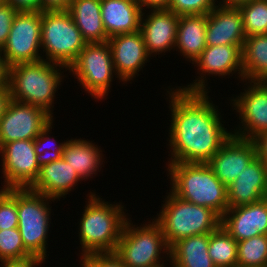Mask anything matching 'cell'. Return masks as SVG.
Returning <instances> with one entry per match:
<instances>
[{
	"instance_id": "29",
	"label": "cell",
	"mask_w": 267,
	"mask_h": 267,
	"mask_svg": "<svg viewBox=\"0 0 267 267\" xmlns=\"http://www.w3.org/2000/svg\"><path fill=\"white\" fill-rule=\"evenodd\" d=\"M221 225L237 242L251 238V204L228 208L221 217Z\"/></svg>"
},
{
	"instance_id": "17",
	"label": "cell",
	"mask_w": 267,
	"mask_h": 267,
	"mask_svg": "<svg viewBox=\"0 0 267 267\" xmlns=\"http://www.w3.org/2000/svg\"><path fill=\"white\" fill-rule=\"evenodd\" d=\"M219 6L216 5L207 14V46L243 45L246 36L243 27V18L239 8Z\"/></svg>"
},
{
	"instance_id": "45",
	"label": "cell",
	"mask_w": 267,
	"mask_h": 267,
	"mask_svg": "<svg viewBox=\"0 0 267 267\" xmlns=\"http://www.w3.org/2000/svg\"><path fill=\"white\" fill-rule=\"evenodd\" d=\"M224 3L220 4L223 6H228V7H239L243 4H246L247 2H250L252 0H222Z\"/></svg>"
},
{
	"instance_id": "42",
	"label": "cell",
	"mask_w": 267,
	"mask_h": 267,
	"mask_svg": "<svg viewBox=\"0 0 267 267\" xmlns=\"http://www.w3.org/2000/svg\"><path fill=\"white\" fill-rule=\"evenodd\" d=\"M11 100L9 86L0 87V119L4 114L6 106Z\"/></svg>"
},
{
	"instance_id": "13",
	"label": "cell",
	"mask_w": 267,
	"mask_h": 267,
	"mask_svg": "<svg viewBox=\"0 0 267 267\" xmlns=\"http://www.w3.org/2000/svg\"><path fill=\"white\" fill-rule=\"evenodd\" d=\"M249 83L251 86L245 90V93L232 99L235 110L240 113L239 119L241 118L244 128L241 131L240 127L233 135L254 140L267 131V82L250 81Z\"/></svg>"
},
{
	"instance_id": "31",
	"label": "cell",
	"mask_w": 267,
	"mask_h": 267,
	"mask_svg": "<svg viewBox=\"0 0 267 267\" xmlns=\"http://www.w3.org/2000/svg\"><path fill=\"white\" fill-rule=\"evenodd\" d=\"M32 256L25 248L18 228L0 230V261L19 260Z\"/></svg>"
},
{
	"instance_id": "25",
	"label": "cell",
	"mask_w": 267,
	"mask_h": 267,
	"mask_svg": "<svg viewBox=\"0 0 267 267\" xmlns=\"http://www.w3.org/2000/svg\"><path fill=\"white\" fill-rule=\"evenodd\" d=\"M98 147L86 140L71 139L66 141L62 158L75 169L81 179L95 174L101 166L102 155Z\"/></svg>"
},
{
	"instance_id": "1",
	"label": "cell",
	"mask_w": 267,
	"mask_h": 267,
	"mask_svg": "<svg viewBox=\"0 0 267 267\" xmlns=\"http://www.w3.org/2000/svg\"><path fill=\"white\" fill-rule=\"evenodd\" d=\"M205 78L170 94L172 114L169 163H208L233 134L221 123V115L210 103ZM220 116V117H219Z\"/></svg>"
},
{
	"instance_id": "33",
	"label": "cell",
	"mask_w": 267,
	"mask_h": 267,
	"mask_svg": "<svg viewBox=\"0 0 267 267\" xmlns=\"http://www.w3.org/2000/svg\"><path fill=\"white\" fill-rule=\"evenodd\" d=\"M52 123L53 122H51L48 126H46L39 133V135L34 139V151L37 154V160H38L40 167L45 164L51 163L53 161L60 160L62 158L63 149L66 144V142L60 143L59 145H56V147H54V150H52L53 152L47 151L49 153H46L43 145H46L47 142H50L51 140V138H49L48 137L49 135L47 134L50 132V129H52V126H51L53 125ZM42 146L44 149L42 148Z\"/></svg>"
},
{
	"instance_id": "8",
	"label": "cell",
	"mask_w": 267,
	"mask_h": 267,
	"mask_svg": "<svg viewBox=\"0 0 267 267\" xmlns=\"http://www.w3.org/2000/svg\"><path fill=\"white\" fill-rule=\"evenodd\" d=\"M47 199L55 200L29 188H17L18 230L23 244L32 255L44 260L51 213Z\"/></svg>"
},
{
	"instance_id": "23",
	"label": "cell",
	"mask_w": 267,
	"mask_h": 267,
	"mask_svg": "<svg viewBox=\"0 0 267 267\" xmlns=\"http://www.w3.org/2000/svg\"><path fill=\"white\" fill-rule=\"evenodd\" d=\"M207 14L180 15L175 48L194 61L206 48Z\"/></svg>"
},
{
	"instance_id": "20",
	"label": "cell",
	"mask_w": 267,
	"mask_h": 267,
	"mask_svg": "<svg viewBox=\"0 0 267 267\" xmlns=\"http://www.w3.org/2000/svg\"><path fill=\"white\" fill-rule=\"evenodd\" d=\"M82 180L75 169L63 158L40 167L35 182L29 187L31 191L59 199L68 194L78 181Z\"/></svg>"
},
{
	"instance_id": "19",
	"label": "cell",
	"mask_w": 267,
	"mask_h": 267,
	"mask_svg": "<svg viewBox=\"0 0 267 267\" xmlns=\"http://www.w3.org/2000/svg\"><path fill=\"white\" fill-rule=\"evenodd\" d=\"M140 5L132 0H101V16L108 39L140 30Z\"/></svg>"
},
{
	"instance_id": "27",
	"label": "cell",
	"mask_w": 267,
	"mask_h": 267,
	"mask_svg": "<svg viewBox=\"0 0 267 267\" xmlns=\"http://www.w3.org/2000/svg\"><path fill=\"white\" fill-rule=\"evenodd\" d=\"M208 254L215 267L237 265V241L220 225L209 233Z\"/></svg>"
},
{
	"instance_id": "10",
	"label": "cell",
	"mask_w": 267,
	"mask_h": 267,
	"mask_svg": "<svg viewBox=\"0 0 267 267\" xmlns=\"http://www.w3.org/2000/svg\"><path fill=\"white\" fill-rule=\"evenodd\" d=\"M40 47L41 11H18L1 49L7 66L42 60Z\"/></svg>"
},
{
	"instance_id": "11",
	"label": "cell",
	"mask_w": 267,
	"mask_h": 267,
	"mask_svg": "<svg viewBox=\"0 0 267 267\" xmlns=\"http://www.w3.org/2000/svg\"><path fill=\"white\" fill-rule=\"evenodd\" d=\"M52 117L40 107L10 100L0 119V147L16 140H34Z\"/></svg>"
},
{
	"instance_id": "46",
	"label": "cell",
	"mask_w": 267,
	"mask_h": 267,
	"mask_svg": "<svg viewBox=\"0 0 267 267\" xmlns=\"http://www.w3.org/2000/svg\"><path fill=\"white\" fill-rule=\"evenodd\" d=\"M263 159L264 163H265V167H266V174H267V156H259Z\"/></svg>"
},
{
	"instance_id": "36",
	"label": "cell",
	"mask_w": 267,
	"mask_h": 267,
	"mask_svg": "<svg viewBox=\"0 0 267 267\" xmlns=\"http://www.w3.org/2000/svg\"><path fill=\"white\" fill-rule=\"evenodd\" d=\"M86 267H126L115 253H93L83 256L81 261Z\"/></svg>"
},
{
	"instance_id": "37",
	"label": "cell",
	"mask_w": 267,
	"mask_h": 267,
	"mask_svg": "<svg viewBox=\"0 0 267 267\" xmlns=\"http://www.w3.org/2000/svg\"><path fill=\"white\" fill-rule=\"evenodd\" d=\"M18 10L4 1L0 4V50L9 36L14 17Z\"/></svg>"
},
{
	"instance_id": "21",
	"label": "cell",
	"mask_w": 267,
	"mask_h": 267,
	"mask_svg": "<svg viewBox=\"0 0 267 267\" xmlns=\"http://www.w3.org/2000/svg\"><path fill=\"white\" fill-rule=\"evenodd\" d=\"M242 47L243 45L206 46L194 63L198 65L202 75L208 73L225 76L232 71H239V77L243 78Z\"/></svg>"
},
{
	"instance_id": "9",
	"label": "cell",
	"mask_w": 267,
	"mask_h": 267,
	"mask_svg": "<svg viewBox=\"0 0 267 267\" xmlns=\"http://www.w3.org/2000/svg\"><path fill=\"white\" fill-rule=\"evenodd\" d=\"M68 70L91 96L103 99L115 72L109 43H87Z\"/></svg>"
},
{
	"instance_id": "32",
	"label": "cell",
	"mask_w": 267,
	"mask_h": 267,
	"mask_svg": "<svg viewBox=\"0 0 267 267\" xmlns=\"http://www.w3.org/2000/svg\"><path fill=\"white\" fill-rule=\"evenodd\" d=\"M18 228L17 188L0 190V230Z\"/></svg>"
},
{
	"instance_id": "43",
	"label": "cell",
	"mask_w": 267,
	"mask_h": 267,
	"mask_svg": "<svg viewBox=\"0 0 267 267\" xmlns=\"http://www.w3.org/2000/svg\"><path fill=\"white\" fill-rule=\"evenodd\" d=\"M2 56V57H1ZM9 67L0 50V87L8 86Z\"/></svg>"
},
{
	"instance_id": "44",
	"label": "cell",
	"mask_w": 267,
	"mask_h": 267,
	"mask_svg": "<svg viewBox=\"0 0 267 267\" xmlns=\"http://www.w3.org/2000/svg\"><path fill=\"white\" fill-rule=\"evenodd\" d=\"M258 156H267V131L254 139Z\"/></svg>"
},
{
	"instance_id": "22",
	"label": "cell",
	"mask_w": 267,
	"mask_h": 267,
	"mask_svg": "<svg viewBox=\"0 0 267 267\" xmlns=\"http://www.w3.org/2000/svg\"><path fill=\"white\" fill-rule=\"evenodd\" d=\"M67 11L87 43L108 41L101 16V0H72Z\"/></svg>"
},
{
	"instance_id": "2",
	"label": "cell",
	"mask_w": 267,
	"mask_h": 267,
	"mask_svg": "<svg viewBox=\"0 0 267 267\" xmlns=\"http://www.w3.org/2000/svg\"><path fill=\"white\" fill-rule=\"evenodd\" d=\"M172 193L182 200L212 209L220 217L229 208L227 187L208 163H169Z\"/></svg>"
},
{
	"instance_id": "24",
	"label": "cell",
	"mask_w": 267,
	"mask_h": 267,
	"mask_svg": "<svg viewBox=\"0 0 267 267\" xmlns=\"http://www.w3.org/2000/svg\"><path fill=\"white\" fill-rule=\"evenodd\" d=\"M208 245L209 233L193 235L174 243L168 256L174 267H215Z\"/></svg>"
},
{
	"instance_id": "12",
	"label": "cell",
	"mask_w": 267,
	"mask_h": 267,
	"mask_svg": "<svg viewBox=\"0 0 267 267\" xmlns=\"http://www.w3.org/2000/svg\"><path fill=\"white\" fill-rule=\"evenodd\" d=\"M4 189L29 188L37 179L40 165L34 151V140H16L0 147Z\"/></svg>"
},
{
	"instance_id": "34",
	"label": "cell",
	"mask_w": 267,
	"mask_h": 267,
	"mask_svg": "<svg viewBox=\"0 0 267 267\" xmlns=\"http://www.w3.org/2000/svg\"><path fill=\"white\" fill-rule=\"evenodd\" d=\"M215 0H170L168 10L177 15L208 14L216 6Z\"/></svg>"
},
{
	"instance_id": "6",
	"label": "cell",
	"mask_w": 267,
	"mask_h": 267,
	"mask_svg": "<svg viewBox=\"0 0 267 267\" xmlns=\"http://www.w3.org/2000/svg\"><path fill=\"white\" fill-rule=\"evenodd\" d=\"M87 42L67 10L41 11V46L45 61L69 68Z\"/></svg>"
},
{
	"instance_id": "39",
	"label": "cell",
	"mask_w": 267,
	"mask_h": 267,
	"mask_svg": "<svg viewBox=\"0 0 267 267\" xmlns=\"http://www.w3.org/2000/svg\"><path fill=\"white\" fill-rule=\"evenodd\" d=\"M43 258L32 255L30 257L19 260H6L1 262L3 267H36L42 264Z\"/></svg>"
},
{
	"instance_id": "16",
	"label": "cell",
	"mask_w": 267,
	"mask_h": 267,
	"mask_svg": "<svg viewBox=\"0 0 267 267\" xmlns=\"http://www.w3.org/2000/svg\"><path fill=\"white\" fill-rule=\"evenodd\" d=\"M229 208L259 202L267 196V174L263 159L258 155L227 187Z\"/></svg>"
},
{
	"instance_id": "18",
	"label": "cell",
	"mask_w": 267,
	"mask_h": 267,
	"mask_svg": "<svg viewBox=\"0 0 267 267\" xmlns=\"http://www.w3.org/2000/svg\"><path fill=\"white\" fill-rule=\"evenodd\" d=\"M178 22L179 15L168 9L153 10L144 21L141 16L140 32L150 56L175 47Z\"/></svg>"
},
{
	"instance_id": "26",
	"label": "cell",
	"mask_w": 267,
	"mask_h": 267,
	"mask_svg": "<svg viewBox=\"0 0 267 267\" xmlns=\"http://www.w3.org/2000/svg\"><path fill=\"white\" fill-rule=\"evenodd\" d=\"M243 80L267 81V34L245 38L242 47Z\"/></svg>"
},
{
	"instance_id": "30",
	"label": "cell",
	"mask_w": 267,
	"mask_h": 267,
	"mask_svg": "<svg viewBox=\"0 0 267 267\" xmlns=\"http://www.w3.org/2000/svg\"><path fill=\"white\" fill-rule=\"evenodd\" d=\"M238 8L246 37L267 34V0H252Z\"/></svg>"
},
{
	"instance_id": "40",
	"label": "cell",
	"mask_w": 267,
	"mask_h": 267,
	"mask_svg": "<svg viewBox=\"0 0 267 267\" xmlns=\"http://www.w3.org/2000/svg\"><path fill=\"white\" fill-rule=\"evenodd\" d=\"M72 0H42V11L67 10Z\"/></svg>"
},
{
	"instance_id": "7",
	"label": "cell",
	"mask_w": 267,
	"mask_h": 267,
	"mask_svg": "<svg viewBox=\"0 0 267 267\" xmlns=\"http://www.w3.org/2000/svg\"><path fill=\"white\" fill-rule=\"evenodd\" d=\"M127 218L120 240L114 251L126 267H163L160 264L161 251L169 254L160 224L154 220L151 224L134 228ZM134 226V227H133ZM164 247V248H163ZM163 249V250H162Z\"/></svg>"
},
{
	"instance_id": "4",
	"label": "cell",
	"mask_w": 267,
	"mask_h": 267,
	"mask_svg": "<svg viewBox=\"0 0 267 267\" xmlns=\"http://www.w3.org/2000/svg\"><path fill=\"white\" fill-rule=\"evenodd\" d=\"M58 66L64 68L44 59L10 66L8 86L11 100L35 105L52 115L50 109L62 79L59 69L57 70Z\"/></svg>"
},
{
	"instance_id": "28",
	"label": "cell",
	"mask_w": 267,
	"mask_h": 267,
	"mask_svg": "<svg viewBox=\"0 0 267 267\" xmlns=\"http://www.w3.org/2000/svg\"><path fill=\"white\" fill-rule=\"evenodd\" d=\"M237 265L267 267V235H258L237 242Z\"/></svg>"
},
{
	"instance_id": "41",
	"label": "cell",
	"mask_w": 267,
	"mask_h": 267,
	"mask_svg": "<svg viewBox=\"0 0 267 267\" xmlns=\"http://www.w3.org/2000/svg\"><path fill=\"white\" fill-rule=\"evenodd\" d=\"M170 0H138V4L143 10L144 6L151 10L168 9Z\"/></svg>"
},
{
	"instance_id": "5",
	"label": "cell",
	"mask_w": 267,
	"mask_h": 267,
	"mask_svg": "<svg viewBox=\"0 0 267 267\" xmlns=\"http://www.w3.org/2000/svg\"><path fill=\"white\" fill-rule=\"evenodd\" d=\"M165 201L155 220L169 248L181 239L212 233L221 225V217L208 207L182 200L172 192Z\"/></svg>"
},
{
	"instance_id": "38",
	"label": "cell",
	"mask_w": 267,
	"mask_h": 267,
	"mask_svg": "<svg viewBox=\"0 0 267 267\" xmlns=\"http://www.w3.org/2000/svg\"><path fill=\"white\" fill-rule=\"evenodd\" d=\"M18 11H42V0H4Z\"/></svg>"
},
{
	"instance_id": "35",
	"label": "cell",
	"mask_w": 267,
	"mask_h": 267,
	"mask_svg": "<svg viewBox=\"0 0 267 267\" xmlns=\"http://www.w3.org/2000/svg\"><path fill=\"white\" fill-rule=\"evenodd\" d=\"M252 237L267 235V199L251 204Z\"/></svg>"
},
{
	"instance_id": "15",
	"label": "cell",
	"mask_w": 267,
	"mask_h": 267,
	"mask_svg": "<svg viewBox=\"0 0 267 267\" xmlns=\"http://www.w3.org/2000/svg\"><path fill=\"white\" fill-rule=\"evenodd\" d=\"M107 42L112 52L115 73L123 82L134 78L150 57L140 30L112 36Z\"/></svg>"
},
{
	"instance_id": "14",
	"label": "cell",
	"mask_w": 267,
	"mask_h": 267,
	"mask_svg": "<svg viewBox=\"0 0 267 267\" xmlns=\"http://www.w3.org/2000/svg\"><path fill=\"white\" fill-rule=\"evenodd\" d=\"M257 155L254 140L232 134L208 164L213 169L215 176L228 187Z\"/></svg>"
},
{
	"instance_id": "3",
	"label": "cell",
	"mask_w": 267,
	"mask_h": 267,
	"mask_svg": "<svg viewBox=\"0 0 267 267\" xmlns=\"http://www.w3.org/2000/svg\"><path fill=\"white\" fill-rule=\"evenodd\" d=\"M89 198L79 224L82 257L93 253H113L127 220L123 207L108 204L92 192Z\"/></svg>"
}]
</instances>
